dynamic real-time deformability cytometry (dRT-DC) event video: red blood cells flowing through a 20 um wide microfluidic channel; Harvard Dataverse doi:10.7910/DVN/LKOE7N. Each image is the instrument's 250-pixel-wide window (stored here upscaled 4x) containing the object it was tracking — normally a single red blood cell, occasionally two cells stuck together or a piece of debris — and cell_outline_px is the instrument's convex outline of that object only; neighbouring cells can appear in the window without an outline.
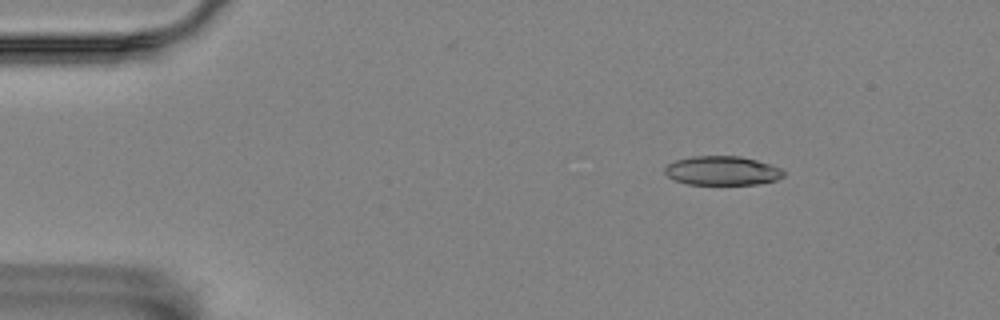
{"species": "Egyptian fruit bat (a non-hibernating species)", "species_latin": "Rousettus aegyptiacus", "temperature_condition": "room temperature", "stored_images_in_passage": 50, "camera_frame_rate_fps": 3000, "um_per_image_px": 0.085, "animal": {"sex": "female"}, "frame": {"image": 1, "passage_image": 2, "time_ms": 0.333, "image_size_px": [1000, 320], "cell_outline_px": [[784, 176], [776, 180], [756, 184], [688, 184], [676, 180], [668, 176], [664, 172], [664, 168], [668, 164], [676, 160], [692, 156], [740, 156], [756, 160], [780, 168], [784, 172]], "centroid_in_image_um": [61.38, 14.5], "position_along_channel_um": 23.6, "area_um2": 19.94}}
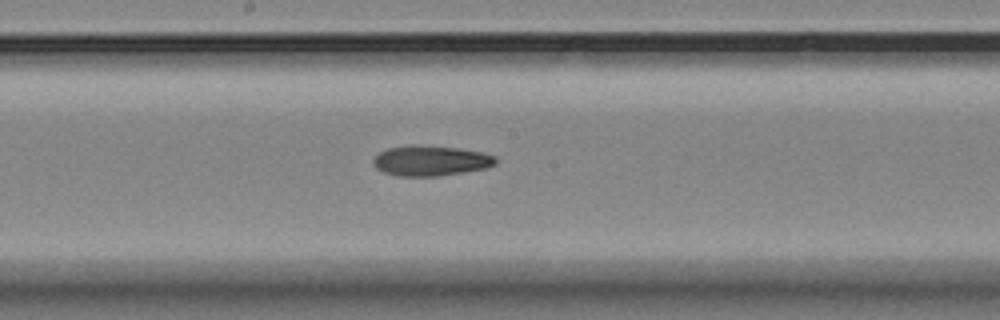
{"frame": {"image": 2, "passage_image": 24, "time_ms": 7.667, "image_size_px": [1000, 320], "cell_outline_px": [[496, 164], [484, 168], [440, 176], [396, 176], [384, 172], [376, 168], [372, 164], [372, 160], [380, 152], [388, 148], [412, 144], [456, 148], [480, 152], [496, 156]], "centroid_in_image_um": [36.56, 13.66], "position_along_channel_um": 211.6, "area_um2": 21.5}}
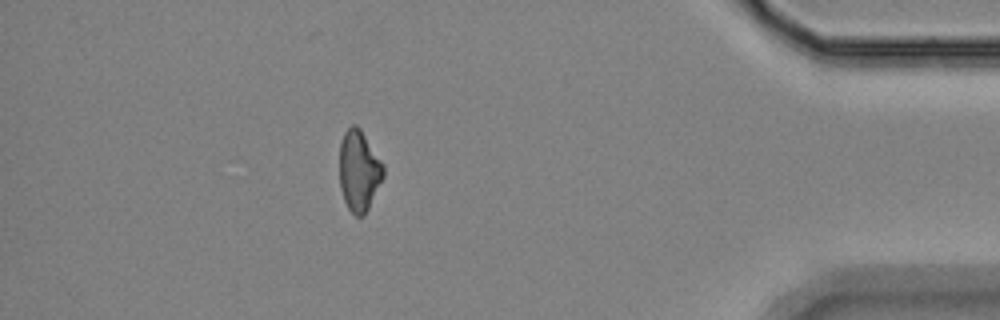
{"frame": {"image": 3, "passage_image": 44, "time_ms": 14.333, "image_size_px": [1000, 320], "cell_outline_px": [[384, 176], [364, 216], [356, 216], [348, 208], [344, 200], [340, 188], [340, 144], [344, 132], [352, 124], [356, 124], [360, 128], [384, 164]], "centroid_in_image_um": [30.51, 14.5], "position_along_channel_um": 404.7, "area_um2": 20.63}}